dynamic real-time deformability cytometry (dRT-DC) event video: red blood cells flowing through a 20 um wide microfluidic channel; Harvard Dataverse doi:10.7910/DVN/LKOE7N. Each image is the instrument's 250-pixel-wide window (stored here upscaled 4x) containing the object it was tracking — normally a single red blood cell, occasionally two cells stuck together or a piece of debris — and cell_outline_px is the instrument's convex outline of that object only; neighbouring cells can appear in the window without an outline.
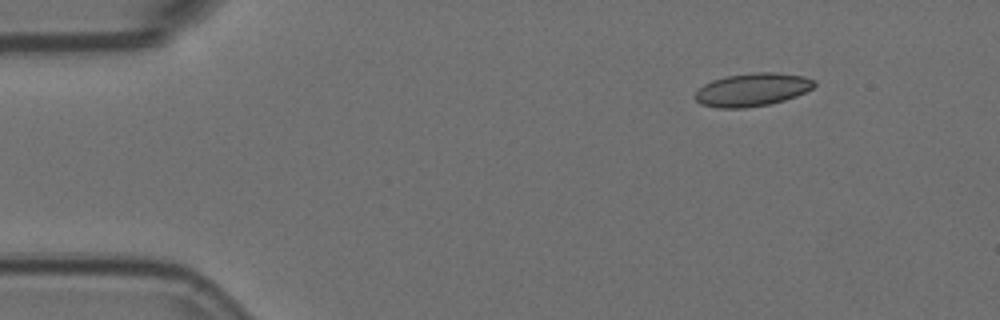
{"species": "Egyptian fruit bat (a non-hibernating species)", "species_latin": "Rousettus aegyptiacus", "temperature_condition": "room temperature", "stored_images_in_passage": 7, "camera_frame_rate_fps": 3000, "um_per_image_px": 0.085, "animal": {"sex": "female"}, "frame": {"image": 1, "passage_image": 1, "time_ms": 0.0, "image_size_px": [1000, 320], "cell_outline_px": [[816, 84], [812, 88], [796, 96], [784, 100], [768, 104], [744, 108], [716, 108], [700, 104], [692, 96], [704, 84], [712, 80], [724, 76], [756, 72], [776, 72], [804, 76], [816, 80]], "centroid_in_image_um": [63.92, 7.62], "position_along_channel_um": 21.1, "area_um2": 23.12}}
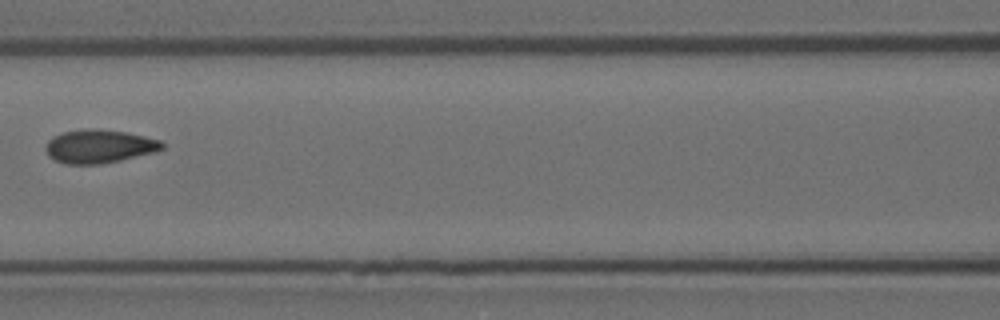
{"frame": {"image": 2, "passage_image": 6, "time_ms": 1.667, "image_size_px": [1000, 320], "cell_outline_px": [[164, 148], [156, 152], [120, 160], [100, 164], [64, 164], [48, 156], [44, 148], [48, 140], [52, 136], [64, 132], [84, 128], [96, 128], [128, 132], [160, 140], [164, 144]], "centroid_in_image_um": [8.42, 12.43], "position_along_channel_um": 158.2, "area_um2": 22.95}}
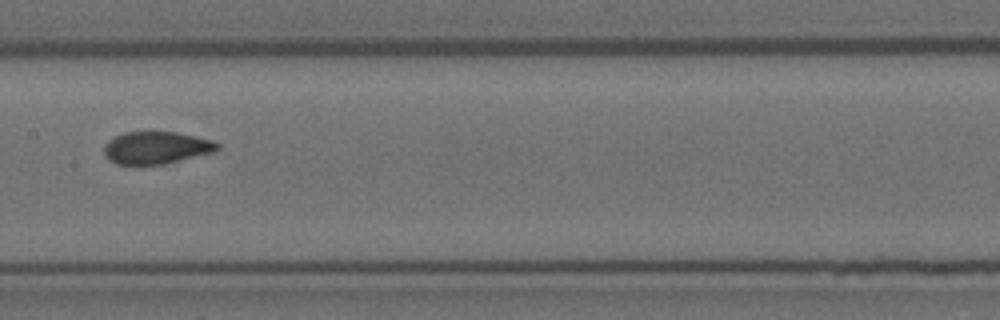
{"frame": {"image": 3, "passage_image": 7, "time_ms": 2.0, "image_size_px": [1000, 320], "cell_outline_px": [[220, 148], [216, 152], [164, 164], [116, 164], [108, 160], [104, 156], [104, 144], [108, 140], [124, 132], [176, 132], [196, 136], [212, 140], [220, 144]], "centroid_in_image_um": [13.3, 12.56], "position_along_channel_um": 194.1, "area_um2": 21.56}}